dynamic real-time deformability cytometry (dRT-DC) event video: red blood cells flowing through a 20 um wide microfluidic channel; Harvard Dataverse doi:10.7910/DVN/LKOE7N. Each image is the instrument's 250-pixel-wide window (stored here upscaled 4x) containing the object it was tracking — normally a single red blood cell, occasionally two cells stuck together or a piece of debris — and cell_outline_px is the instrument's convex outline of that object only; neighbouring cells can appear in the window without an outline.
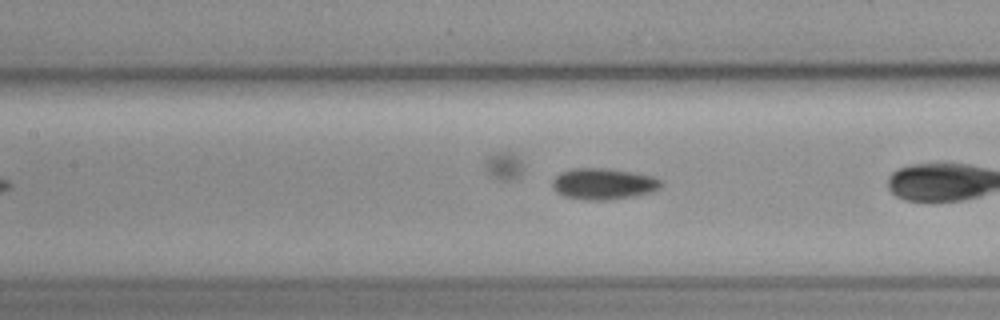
{"species": "common noctule bat (a hibernating species)", "species_latin": "Nyctalus noctula", "temperature_condition": "cold", "stored_images_in_passage": 23, "camera_frame_rate_fps": 3000, "um_per_image_px": 0.085, "animal": {"sex": "female", "body_mass_g": 19.3, "forearm_length_mm": 54.1}, "frame": {"image": 1, "passage_image": 20, "time_ms": 6.333, "image_size_px": [1000, 320], "cell_outline_px": [[660, 188], [652, 192], [612, 200], [584, 200], [564, 196], [556, 192], [552, 188], [552, 180], [560, 172], [572, 168], [604, 168], [632, 172], [652, 176], [660, 180]], "centroid_in_image_um": [51.24, 15.63], "position_along_channel_um": 156.2, "area_um2": 19.83}}